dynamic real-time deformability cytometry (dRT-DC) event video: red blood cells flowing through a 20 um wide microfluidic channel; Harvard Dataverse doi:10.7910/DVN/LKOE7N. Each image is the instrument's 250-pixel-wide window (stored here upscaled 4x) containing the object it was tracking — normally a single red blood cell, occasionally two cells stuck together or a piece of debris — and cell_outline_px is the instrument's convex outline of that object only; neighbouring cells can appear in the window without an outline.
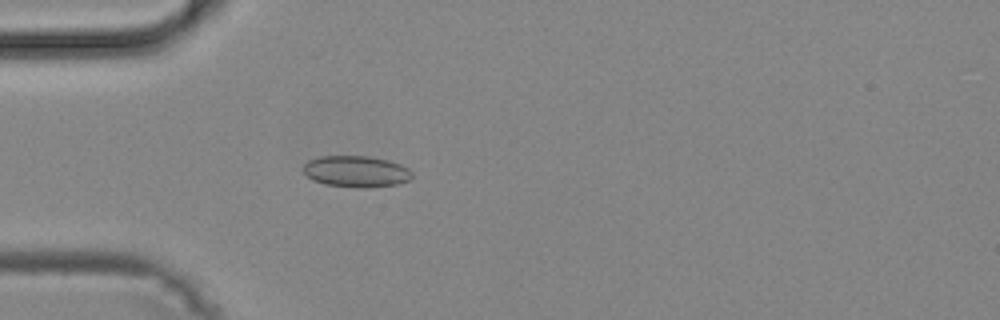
{"species": "common noctule bat (a hibernating species)", "species_latin": "Nyctalus noctula", "temperature_condition": "cold", "stored_images_in_passage": 37, "camera_frame_rate_fps": 3000, "um_per_image_px": 0.085, "animal": {"sex": "male", "body_mass_g": 19.2, "forearm_length_mm": 51.8}, "frame": {"image": 1, "passage_image": 2, "time_ms": 0.333, "image_size_px": [1000, 320], "cell_outline_px": [[412, 176], [408, 180], [400, 184], [364, 188], [356, 188], [324, 184], [312, 180], [304, 172], [304, 164], [308, 160], [320, 156], [368, 156], [388, 160], [400, 164], [408, 168], [412, 172]], "centroid_in_image_um": [30.28, 14.58], "position_along_channel_um": 54.7, "area_um2": 20.0}}
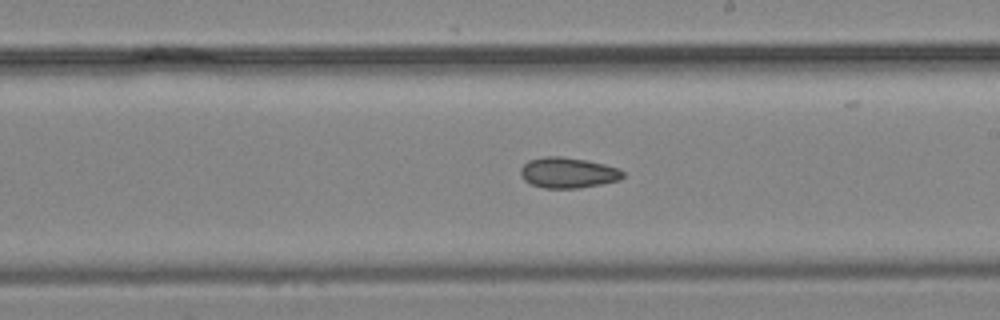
{"frame": {"image": 2, "passage_image": 16, "time_ms": 5.0, "image_size_px": [1000, 320], "cell_outline_px": [[624, 176], [620, 180], [580, 188], [544, 188], [532, 184], [524, 180], [520, 172], [520, 168], [528, 160], [544, 156], [560, 156], [588, 160], [604, 164], [616, 168], [624, 172]], "centroid_in_image_um": [48.26, 14.67], "position_along_channel_um": 240.7, "area_um2": 18.26}}
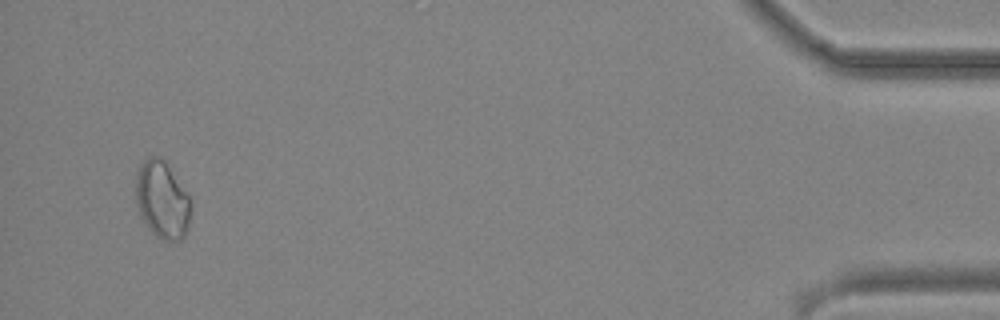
{"frame": {"image": 3, "passage_image": 35, "time_ms": 11.333, "image_size_px": [1000, 320], "cell_outline_px": [[188, 228], [184, 236], [180, 240], [164, 240], [156, 236], [148, 228], [140, 216], [136, 204], [136, 176], [140, 164], [144, 160], [152, 156], [160, 156], [168, 160], [188, 196]], "centroid_in_image_um": [13.75, 16.93], "position_along_channel_um": 421.5, "area_um2": 24.8}}